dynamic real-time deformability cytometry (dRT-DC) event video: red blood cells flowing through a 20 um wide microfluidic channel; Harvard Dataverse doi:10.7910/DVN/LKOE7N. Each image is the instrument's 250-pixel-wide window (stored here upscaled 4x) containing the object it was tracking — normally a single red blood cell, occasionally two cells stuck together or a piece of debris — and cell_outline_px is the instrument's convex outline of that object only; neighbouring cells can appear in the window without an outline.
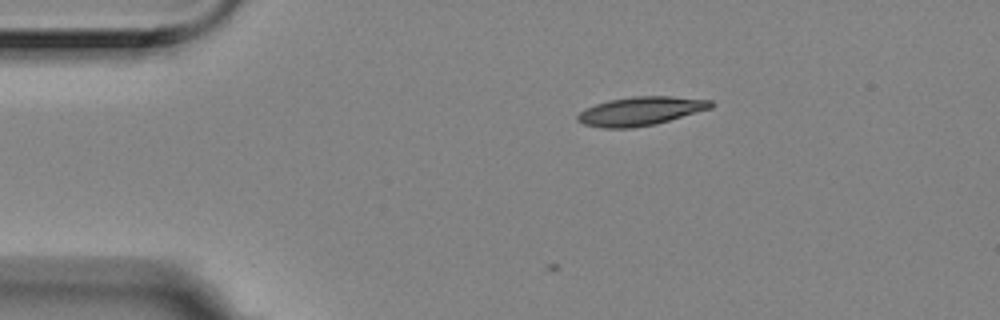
{"species": "Egyptian fruit bat (a non-hibernating species)", "species_latin": "Rousettus aegyptiacus", "temperature_condition": "room temperature", "stored_images_in_passage": 6, "camera_frame_rate_fps": 3000, "um_per_image_px": 0.085, "animal": {"sex": "female"}, "frame": {"image": 1, "passage_image": 2, "time_ms": 0.333, "image_size_px": [1000, 320], "cell_outline_px": [[716, 104], [712, 108], [656, 124], [632, 128], [600, 128], [584, 124], [576, 120], [576, 116], [584, 108], [608, 100], [632, 96], [672, 96], [712, 100]], "centroid_in_image_um": [54.45, 9.44], "position_along_channel_um": 30.5, "area_um2": 22.54}}
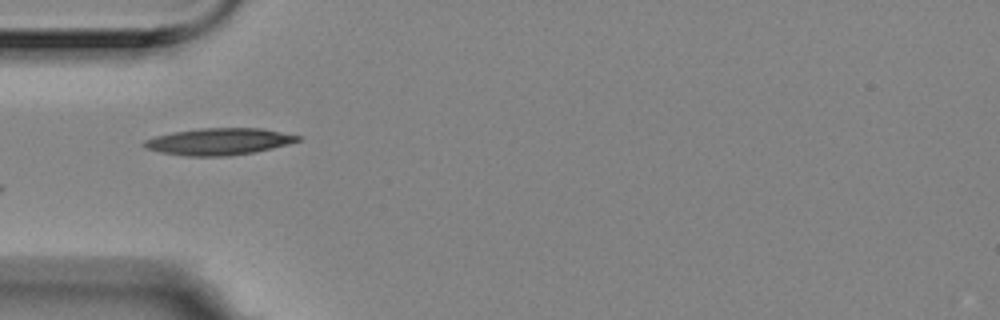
{"frame": {"image": 2, "passage_image": 4, "time_ms": 1.0, "image_size_px": [1000, 320], "cell_outline_px": [[300, 140], [288, 144], [272, 148], [252, 152], [228, 156], [188, 156], [160, 152], [144, 148], [140, 144], [144, 140], [156, 136], [172, 132], [200, 128], [264, 128], [300, 136]], "centroid_in_image_um": [18.57, 12.02], "position_along_channel_um": 66.4, "area_um2": 23.99}}
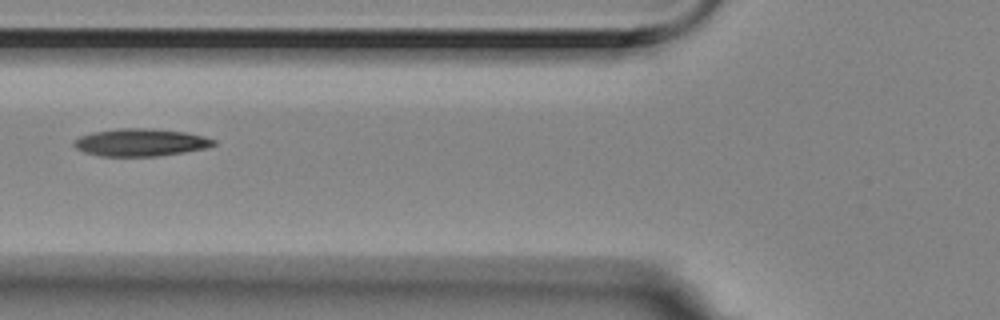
{"frame": {"image": 3, "passage_image": 5, "time_ms": 1.333, "image_size_px": [1000, 320], "cell_outline_px": [[216, 144], [208, 148], [184, 152], [156, 156], [100, 156], [84, 152], [76, 148], [72, 144], [72, 140], [80, 136], [92, 132], [120, 128], [152, 128], [184, 132], [204, 136], [216, 140]], "centroid_in_image_um": [11.94, 12.1], "position_along_channel_um": 113.9, "area_um2": 22.54}}